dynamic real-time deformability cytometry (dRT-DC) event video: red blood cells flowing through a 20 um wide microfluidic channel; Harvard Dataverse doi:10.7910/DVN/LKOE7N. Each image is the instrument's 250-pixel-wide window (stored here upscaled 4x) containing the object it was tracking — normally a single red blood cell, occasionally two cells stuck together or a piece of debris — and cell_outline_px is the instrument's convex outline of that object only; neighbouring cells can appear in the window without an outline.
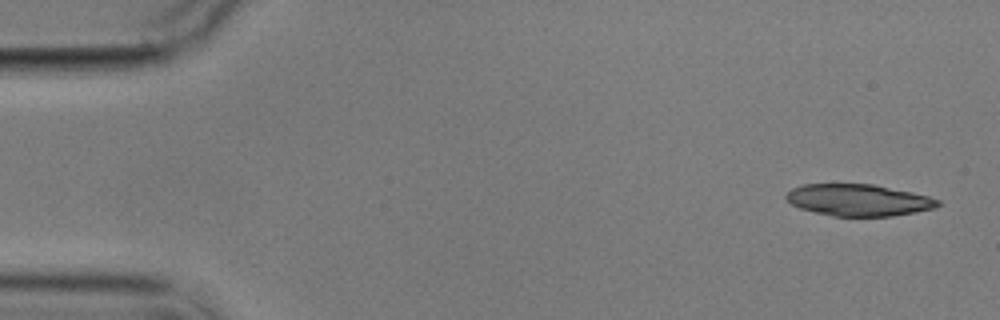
{"species": "common noctule bat (a hibernating species)", "species_latin": "Nyctalus noctula", "temperature_condition": "cold", "stored_images_in_passage": 6, "camera_frame_rate_fps": 3000, "um_per_image_px": 0.085, "animal": {"sex": "male", "body_mass_g": 17.9}, "frame": {"image": 1, "passage_image": 1, "time_ms": 0.0, "image_size_px": [1000, 320], "cell_outline_px": [[940, 204], [936, 208], [916, 212], [892, 216], [832, 216], [800, 208], [792, 204], [784, 196], [792, 188], [804, 184], [872, 184], [912, 192], [928, 196], [940, 200]], "centroid_in_image_um": [72.99, 17.0], "position_along_channel_um": 12.0, "area_um2": 27.98}}